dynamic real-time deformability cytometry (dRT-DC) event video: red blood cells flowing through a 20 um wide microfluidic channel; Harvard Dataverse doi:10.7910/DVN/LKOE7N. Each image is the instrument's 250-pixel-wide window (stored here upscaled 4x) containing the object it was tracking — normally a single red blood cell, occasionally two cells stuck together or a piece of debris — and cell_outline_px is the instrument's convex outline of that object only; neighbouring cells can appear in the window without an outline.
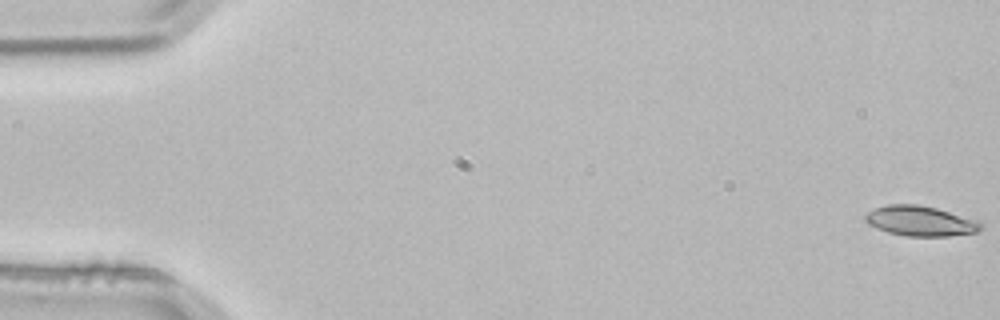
{"species": "common noctule bat (a hibernating species)", "species_latin": "Nyctalus noctula", "temperature_condition": "room temperature", "stored_images_in_passage": 4, "camera_frame_rate_fps": 3000, "um_per_image_px": 0.085, "animal": {"sex": "male", "body_mass_g": 21.5, "forearm_length_mm": 52.0}, "frame": {"image": 1, "passage_image": 1, "time_ms": 0.0, "image_size_px": [1000, 320], "cell_outline_px": [[984, 224], [976, 232], [948, 236], [908, 236], [888, 232], [876, 228], [868, 224], [864, 220], [864, 216], [868, 212], [876, 208], [888, 204], [916, 204], [936, 208], [976, 220]], "centroid_in_image_um": [78.2, 18.78], "position_along_channel_um": 6.8, "area_um2": 20.06}}
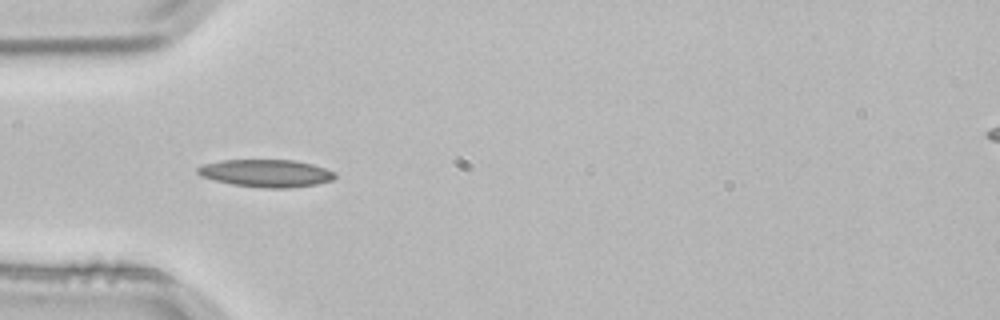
{"frame": {"image": 2, "passage_image": 4, "time_ms": 1.0, "image_size_px": [1000, 320], "cell_outline_px": [[336, 176], [332, 180], [316, 184], [288, 188], [264, 188], [232, 184], [200, 176], [196, 172], [196, 168], [204, 164], [220, 160], [296, 160], [312, 164], [336, 172]], "centroid_in_image_um": [22.62, 14.72], "position_along_channel_um": 62.4, "area_um2": 22.02}}